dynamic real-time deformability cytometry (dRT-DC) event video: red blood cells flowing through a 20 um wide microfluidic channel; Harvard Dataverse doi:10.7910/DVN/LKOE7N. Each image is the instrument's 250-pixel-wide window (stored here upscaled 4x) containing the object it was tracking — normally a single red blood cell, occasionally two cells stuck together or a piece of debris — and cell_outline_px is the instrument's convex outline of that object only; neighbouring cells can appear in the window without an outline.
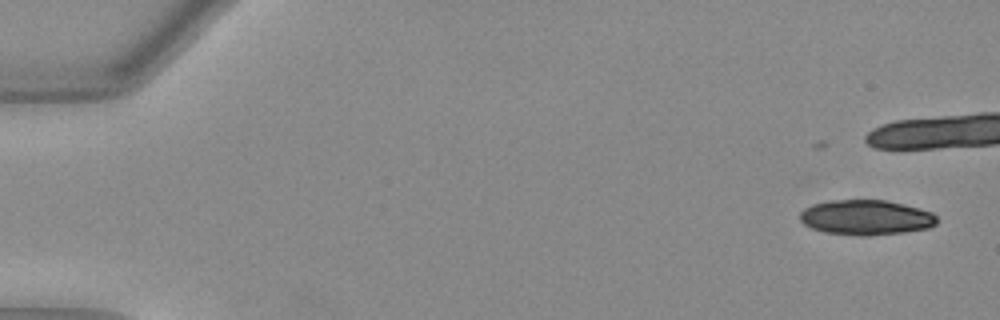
{"species": "Egyptian fruit bat (a non-hibernating species)", "species_latin": "Rousettus aegyptiacus", "temperature_condition": "warm", "stored_images_in_passage": 19, "camera_frame_rate_fps": 3000, "um_per_image_px": 0.085, "animal": {"sex": "female"}, "frame": {"image": 1, "passage_image": 1, "time_ms": 0.0, "image_size_px": [1000, 320], "cell_outline_px": [[936, 224], [928, 228], [904, 232], [868, 236], [860, 236], [824, 232], [812, 228], [804, 224], [800, 220], [800, 212], [804, 208], [812, 204], [828, 200], [884, 200], [904, 204], [920, 208], [932, 212], [936, 216]], "centroid_in_image_um": [73.59, 18.48], "position_along_channel_um": 11.4, "area_um2": 28.09}}